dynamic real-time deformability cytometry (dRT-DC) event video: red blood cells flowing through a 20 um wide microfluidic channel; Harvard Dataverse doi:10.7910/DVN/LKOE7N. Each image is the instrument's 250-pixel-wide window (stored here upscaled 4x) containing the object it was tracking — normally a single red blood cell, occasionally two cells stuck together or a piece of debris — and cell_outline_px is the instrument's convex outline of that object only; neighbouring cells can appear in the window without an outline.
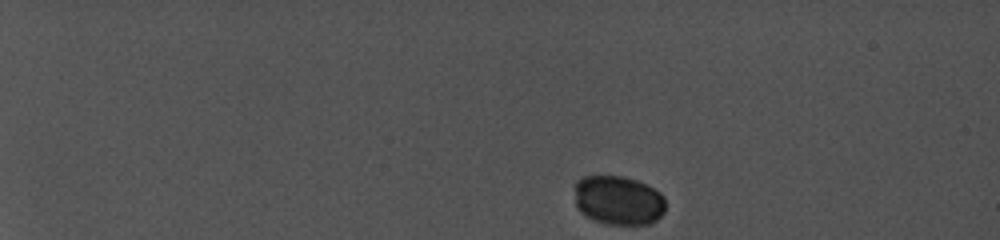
{"species": "common noctule bat (a hibernating species)", "species_latin": "Nyctalus noctula", "temperature_condition": "cold", "stored_images_in_passage": 48, "camera_frame_rate_fps": 5000, "um_per_image_px": 0.085, "animal": {"sex": "female", "body_mass_g": 19.0, "forearm_length_mm": 56.7}, "frame": {"image": 1, "passage_image": 1, "time_ms": 0.0, "image_size_px": [1000, 240], "cell_outline_px": [[664, 212], [652, 224], [604, 224], [592, 220], [580, 212], [576, 208], [576, 180], [584, 176], [624, 176], [636, 180], [660, 192], [664, 196]], "centroid_in_image_um": [52.55, 17.04], "position_along_channel_um": 32.5, "area_um2": 26.18}}
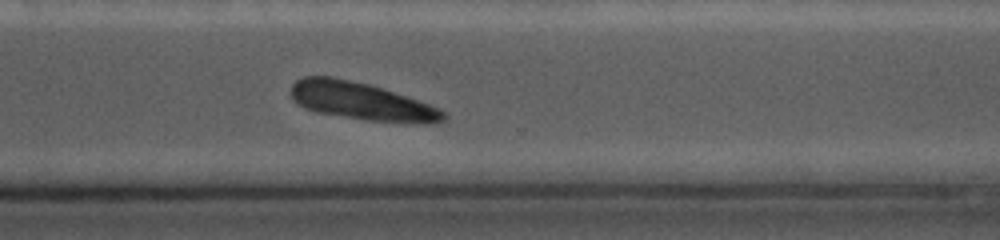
{"frame": {"image": 2, "passage_image": 39, "time_ms": 12.0, "image_size_px": [1000, 240], "cell_outline_px": [[448, 116], [444, 120], [436, 124], [420, 124], [372, 120], [316, 112], [304, 108], [292, 100], [292, 84], [296, 80], [304, 76], [332, 76], [368, 84], [384, 88], [440, 108]], "centroid_in_image_um": [30.76, 8.61], "position_along_channel_um": 339.8, "area_um2": 33.47}}
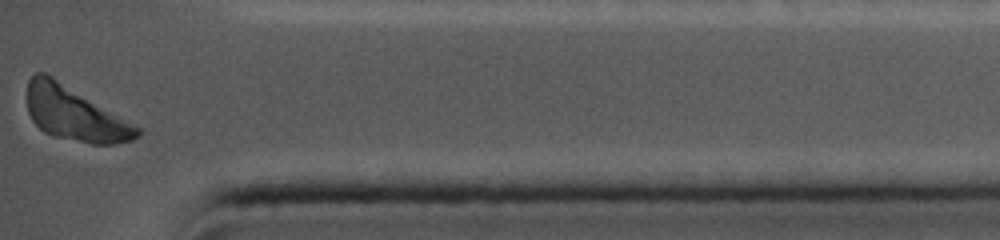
{"frame": {"image": 3, "passage_image": 48, "time_ms": 14.4, "image_size_px": [1000, 240], "cell_outline_px": [[140, 136], [132, 140], [116, 144], [92, 144], [52, 136], [44, 132], [32, 120], [28, 112], [28, 80], [36, 72], [44, 72], [52, 76], [140, 128]], "centroid_in_image_um": [6.33, 9.69], "position_along_channel_um": 428.9, "area_um2": 34.16}}